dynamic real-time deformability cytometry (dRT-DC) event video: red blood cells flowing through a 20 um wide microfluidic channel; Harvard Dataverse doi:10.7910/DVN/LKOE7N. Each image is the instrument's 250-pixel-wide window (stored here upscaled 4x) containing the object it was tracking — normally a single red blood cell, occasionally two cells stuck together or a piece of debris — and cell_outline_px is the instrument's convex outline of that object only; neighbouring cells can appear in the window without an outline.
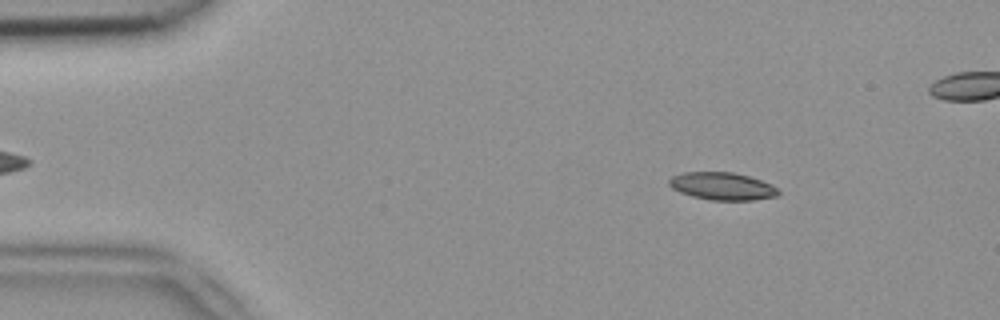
{"species": "common noctule bat (a hibernating species)", "species_latin": "Nyctalus noctula", "temperature_condition": "room temperature", "stored_images_in_passage": 51, "segment_of_instrument_passage": [1, 2], "camera_frame_rate_fps": 3000, "um_per_image_px": 0.085, "animal": {"sex": "female", "body_mass_g": 18.4}, "frame": {"image": 1, "passage_image": 6, "time_ms": 1.667, "image_size_px": [1000, 320], "cell_outline_px": [[780, 196], [752, 200], [712, 200], [692, 196], [680, 192], [672, 188], [668, 184], [668, 180], [672, 176], [684, 172], [732, 172], [748, 176], [772, 184], [780, 192]], "centroid_in_image_um": [61.4, 15.83], "position_along_channel_um": 23.6, "area_um2": 17.57}}
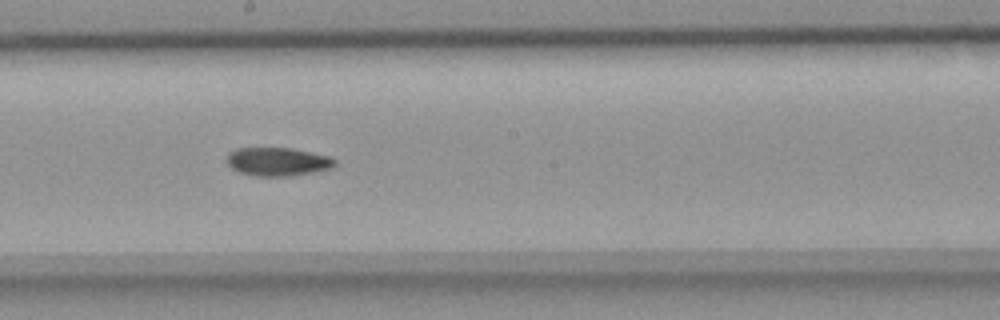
{"frame": {"image": 2, "passage_image": 27, "time_ms": 8.667, "image_size_px": [1000, 320], "cell_outline_px": [[336, 164], [332, 168], [316, 172], [288, 176], [252, 176], [240, 172], [232, 168], [228, 164], [228, 152], [236, 148], [292, 148], [328, 156], [336, 160]], "centroid_in_image_um": [23.61, 13.74], "position_along_channel_um": 224.6, "area_um2": 17.92}}
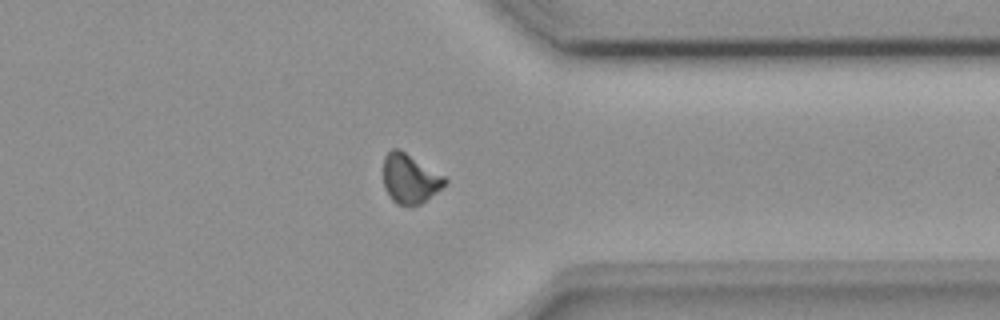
{"frame": {"image": 3, "passage_image": 39, "time_ms": 12.667, "image_size_px": [1000, 320], "cell_outline_px": [[448, 180], [436, 192], [420, 204], [396, 204], [392, 200], [384, 188], [384, 156], [392, 148], [400, 148], [444, 176]], "centroid_in_image_um": [34.81, 15.15], "position_along_channel_um": 376.6, "area_um2": 17.46}}